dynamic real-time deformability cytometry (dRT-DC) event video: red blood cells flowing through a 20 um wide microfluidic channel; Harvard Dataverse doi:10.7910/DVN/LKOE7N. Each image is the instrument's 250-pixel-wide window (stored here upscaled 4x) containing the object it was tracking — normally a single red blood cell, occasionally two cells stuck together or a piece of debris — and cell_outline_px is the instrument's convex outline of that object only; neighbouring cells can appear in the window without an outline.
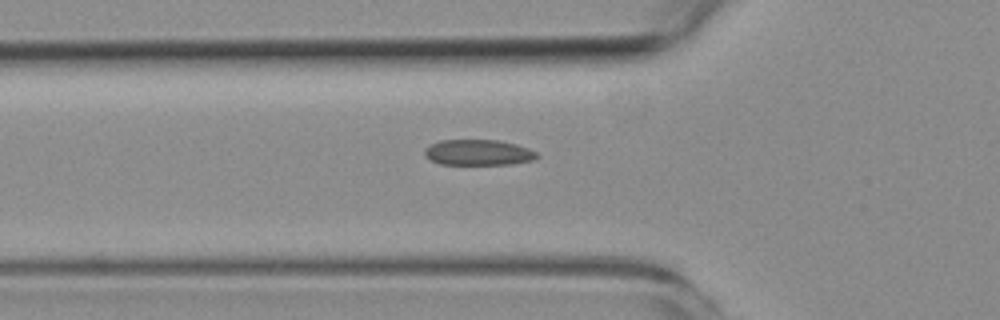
{"species": "common noctule bat (a hibernating species)", "species_latin": "Nyctalus noctula", "temperature_condition": "room temperature", "stored_images_in_passage": 5, "camera_frame_rate_fps": 3000, "um_per_image_px": 0.085, "animal": {"sex": "female", "body_mass_g": 19.3, "forearm_length_mm": 54.1}, "frame": {"image": 1, "passage_image": 5, "time_ms": 5.667, "image_size_px": [1000, 320], "cell_outline_px": [[540, 156], [536, 160], [512, 164], [440, 164], [424, 156], [424, 152], [432, 144], [440, 140], [500, 140], [516, 144], [528, 148], [536, 152]], "centroid_in_image_um": [40.72, 12.96], "position_along_channel_um": 85.1, "area_um2": 16.82}}